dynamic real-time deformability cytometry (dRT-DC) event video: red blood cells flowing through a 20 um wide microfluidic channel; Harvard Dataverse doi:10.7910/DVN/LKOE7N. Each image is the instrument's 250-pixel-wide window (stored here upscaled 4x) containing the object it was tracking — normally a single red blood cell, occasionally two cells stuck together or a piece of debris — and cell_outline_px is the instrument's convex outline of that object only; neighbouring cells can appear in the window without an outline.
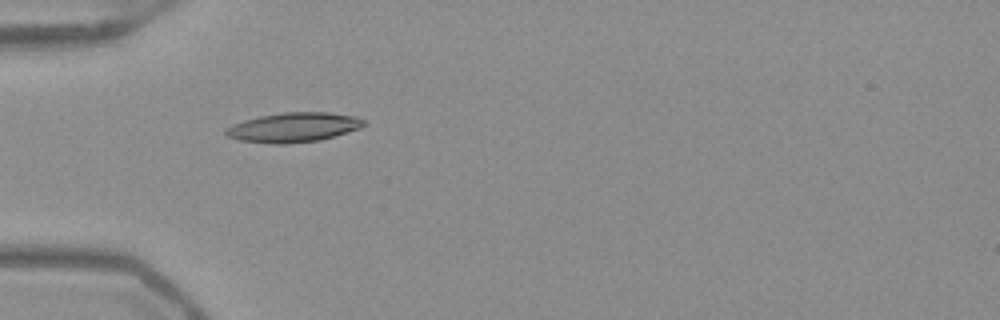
{"species": "Egyptian fruit bat (a non-hibernating species)", "species_latin": "Rousettus aegyptiacus", "temperature_condition": "warm", "stored_images_in_passage": 36, "camera_frame_rate_fps": 3000, "um_per_image_px": 0.085, "frame": {"image": 1, "passage_image": 1, "time_ms": 0.0, "image_size_px": [1000, 320], "cell_outline_px": [[364, 124], [360, 128], [320, 140], [284, 144], [272, 144], [240, 140], [228, 136], [224, 132], [224, 128], [232, 124], [244, 120], [260, 116], [284, 112], [328, 112], [356, 116], [364, 120]], "centroid_in_image_um": [24.92, 10.82], "position_along_channel_um": 60.1, "area_um2": 23.7}}
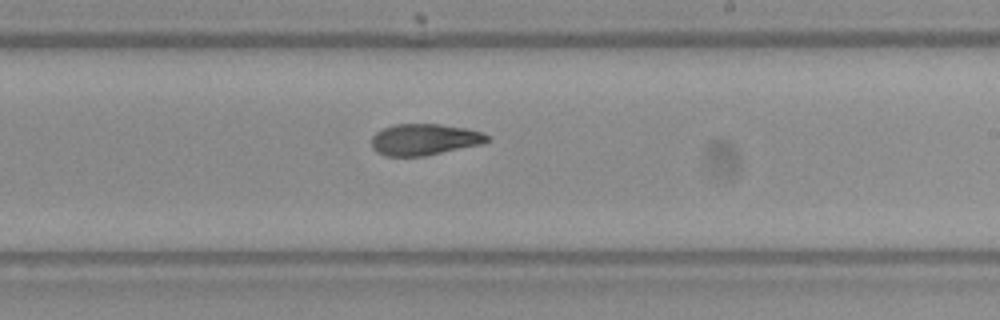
{"frame": {"image": 2, "passage_image": 16, "time_ms": 5.0, "image_size_px": [1000, 320], "cell_outline_px": [[488, 140], [484, 144], [424, 156], [384, 156], [376, 152], [372, 148], [372, 136], [376, 132], [384, 128], [396, 124], [440, 124], [468, 128], [484, 132], [488, 136]], "centroid_in_image_um": [36.09, 11.86], "position_along_channel_um": 252.9, "area_um2": 21.33}}
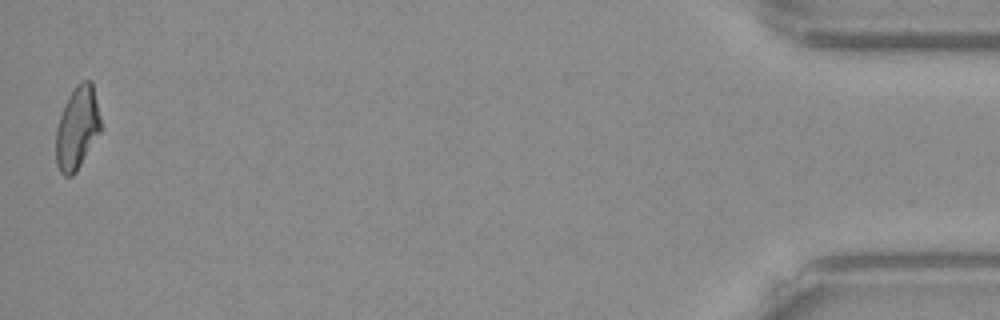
{"frame": {"image": 3, "passage_image": 36, "time_ms": 11.667, "image_size_px": [1000, 320], "cell_outline_px": [[100, 132], [76, 172], [72, 176], [64, 176], [60, 172], [56, 164], [56, 128], [64, 104], [68, 96], [76, 84], [84, 80], [92, 80], [100, 116]], "centroid_in_image_um": [6.55, 10.87], "position_along_channel_um": 428.7, "area_um2": 21.62}, "authors_computed_cell_mechanics": {"area_um2": 21.675, "velocity_mm_per_s": 3.9463, "shape_relaxation_time_tau1_ms": null, "shape_relaxation_time_tau2_ms": 2.6953, "deformation_change_tau1": null, "deformation_change_tau2": 0.0893}}